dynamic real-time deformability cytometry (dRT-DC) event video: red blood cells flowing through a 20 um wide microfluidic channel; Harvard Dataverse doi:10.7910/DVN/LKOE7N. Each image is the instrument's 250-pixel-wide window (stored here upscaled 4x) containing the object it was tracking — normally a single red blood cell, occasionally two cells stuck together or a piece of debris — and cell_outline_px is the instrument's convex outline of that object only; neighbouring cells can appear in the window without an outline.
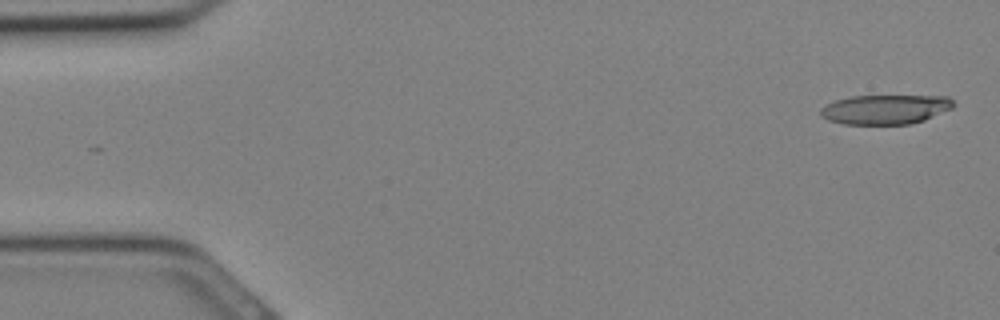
{"species": "Egyptian fruit bat (a non-hibernating species)", "species_latin": "Rousettus aegyptiacus", "temperature_condition": "cold", "stored_images_in_passage": 11, "camera_frame_rate_fps": 3000, "um_per_image_px": 0.085, "animal": {"sex": "female"}, "frame": {"image": 1, "passage_image": 1, "time_ms": 0.0, "image_size_px": [1000, 320], "cell_outline_px": [[956, 104], [952, 108], [924, 120], [908, 124], [844, 124], [828, 120], [820, 116], [820, 108], [836, 100], [852, 96], [948, 96]], "centroid_in_image_um": [75.25, 9.3], "position_along_channel_um": 9.7, "area_um2": 22.77}}
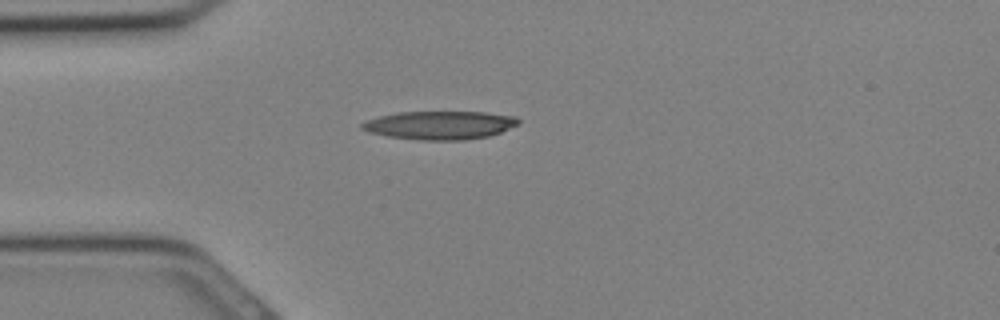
{"frame": {"image": 2, "passage_image": 8, "time_ms": 2.333, "image_size_px": [1000, 320], "cell_outline_px": [[520, 120], [516, 124], [500, 132], [488, 136], [464, 140], [416, 140], [388, 136], [368, 132], [360, 128], [360, 124], [368, 120], [380, 116], [396, 112], [484, 112], [516, 116]], "centroid_in_image_um": [37.35, 10.64], "position_along_channel_um": 47.6, "area_um2": 25.78}}
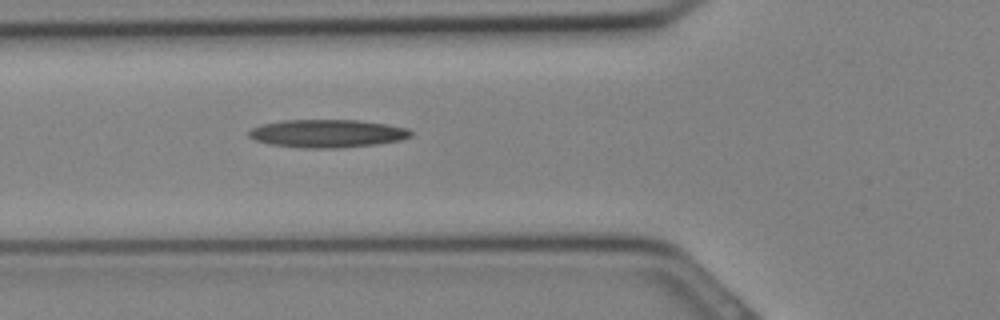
{"frame": {"image": 3, "passage_image": 11, "time_ms": 3.333, "image_size_px": [1000, 320], "cell_outline_px": [[412, 136], [400, 140], [376, 144], [340, 148], [304, 148], [272, 144], [256, 140], [248, 136], [248, 132], [252, 128], [260, 124], [284, 120], [360, 120], [408, 128], [412, 132]], "centroid_in_image_um": [27.82, 11.34], "position_along_channel_um": 98.0, "area_um2": 26.36}}